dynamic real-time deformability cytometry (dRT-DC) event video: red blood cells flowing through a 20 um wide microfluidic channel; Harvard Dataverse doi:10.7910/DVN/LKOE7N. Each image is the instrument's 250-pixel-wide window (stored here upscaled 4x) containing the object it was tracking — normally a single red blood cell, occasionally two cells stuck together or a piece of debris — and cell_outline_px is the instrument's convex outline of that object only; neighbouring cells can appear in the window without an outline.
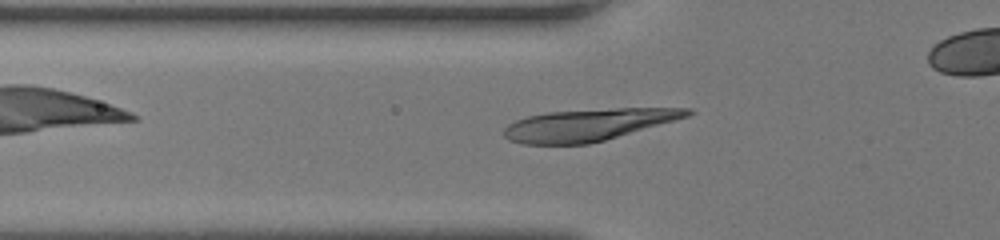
{"species": "human", "species_latin": "Homo sapiens", "temperature_condition": "room temperature", "stored_images_in_passage": 28, "camera_frame_rate_fps": 3000, "um_per_image_px": 0.085, "donor": {"sex": "female"}, "frame": {"image": 1, "passage_image": 5, "time_ms": 1.333, "image_size_px": [1000, 240], "cell_outline_px": [[696, 112], [688, 116], [604, 140], [588, 144], [524, 144], [508, 140], [504, 136], [504, 128], [508, 124], [516, 120], [528, 116], [548, 112], [616, 108], [692, 108]], "centroid_in_image_um": [49.98, 10.6], "position_along_channel_um": 75.8, "area_um2": 33.76}}
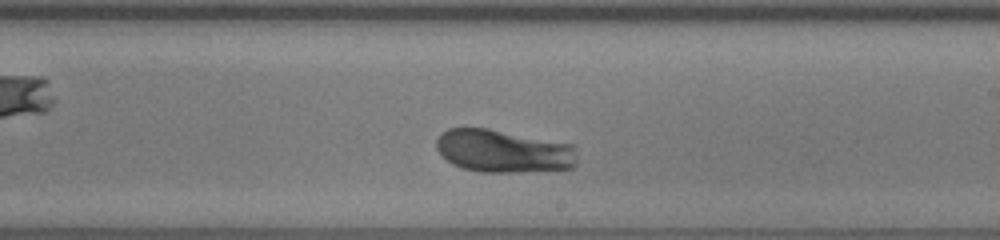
{"frame": {"image": 2, "passage_image": 18, "time_ms": 5.667, "image_size_px": [1000, 240], "cell_outline_px": [[576, 164], [572, 168], [520, 172], [480, 172], [464, 168], [452, 164], [436, 148], [436, 140], [440, 132], [448, 128], [488, 128], [572, 144], [576, 156]], "centroid_in_image_um": [42.76, 12.84], "position_along_channel_um": 246.2, "area_um2": 35.14}}
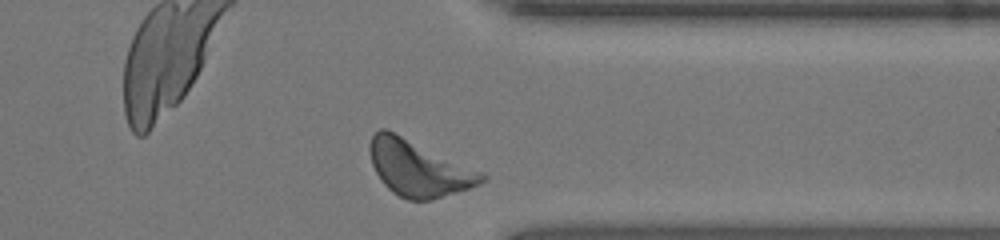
{"frame": {"image": 3, "passage_image": 28, "time_ms": 9.0, "image_size_px": [1000, 240], "cell_outline_px": [[488, 176], [480, 184], [432, 200], [408, 200], [392, 192], [380, 180], [372, 164], [368, 148], [368, 144], [372, 136], [380, 128], [384, 128], [484, 172]], "centroid_in_image_um": [35.57, 14.31], "position_along_channel_um": 375.8, "area_um2": 36.13}, "authors_computed_cell_mechanics": {"area_um2": 34.68, "velocity_mm_per_s": 3.9581, "shape_relaxation_time_tau1_ms": 2.0462, "shape_relaxation_time_tau2_ms": null, "deformation_change_tau1": 0.1699, "deformation_change_tau2": null}}